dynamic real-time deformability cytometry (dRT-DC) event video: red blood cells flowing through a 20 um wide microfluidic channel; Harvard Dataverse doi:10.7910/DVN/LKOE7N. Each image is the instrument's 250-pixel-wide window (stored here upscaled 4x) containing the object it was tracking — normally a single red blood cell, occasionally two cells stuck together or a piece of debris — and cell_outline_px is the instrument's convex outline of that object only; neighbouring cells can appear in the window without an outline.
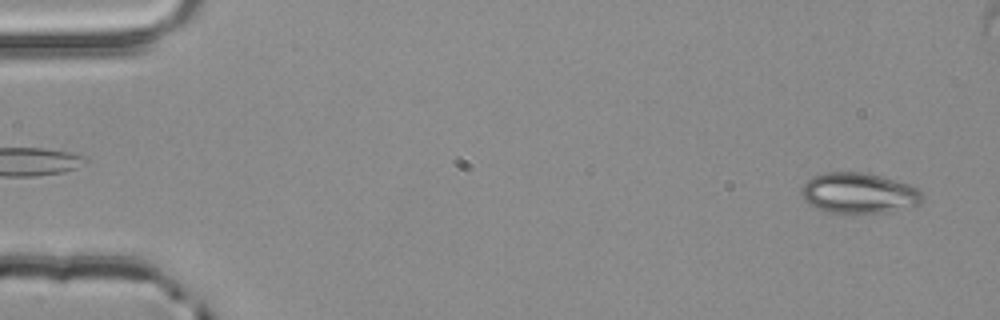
{"species": "common noctule bat (a hibernating species)", "species_latin": "Nyctalus noctula", "temperature_condition": "room temperature", "stored_images_in_passage": 5, "segment_of_instrument_passage": [2, 2], "camera_frame_rate_fps": 3000, "um_per_image_px": 0.085, "animal": {"sex": "male", "body_mass_g": 20.4}, "frame": {"image": 1, "passage_image": 5, "time_ms": 1.333, "image_size_px": [1000, 320], "cell_outline_px": [[924, 196], [920, 204], [884, 212], [832, 212], [816, 208], [808, 204], [804, 200], [800, 192], [804, 184], [812, 176], [824, 172], [864, 172], [880, 176], [908, 184], [916, 188]], "centroid_in_image_um": [72.96, 16.39], "position_along_channel_um": 12.0, "area_um2": 28.21}}